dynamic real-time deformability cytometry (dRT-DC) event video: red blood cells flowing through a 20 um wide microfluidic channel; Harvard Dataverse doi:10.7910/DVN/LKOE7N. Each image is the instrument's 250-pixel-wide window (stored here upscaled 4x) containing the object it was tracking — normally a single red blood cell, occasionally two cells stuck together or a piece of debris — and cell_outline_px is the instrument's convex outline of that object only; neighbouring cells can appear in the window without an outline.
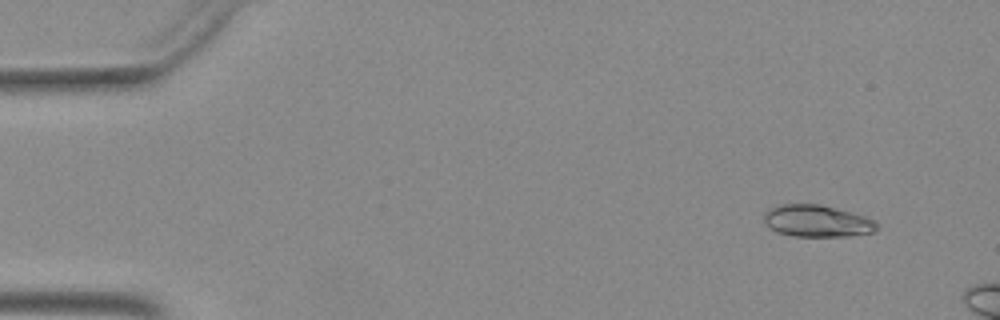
{"species": "Egyptian fruit bat (a non-hibernating species)", "species_latin": "Rousettus aegyptiacus", "temperature_condition": "warm", "stored_images_in_passage": 11, "camera_frame_rate_fps": 3000, "um_per_image_px": 0.085, "animal": {"sex": "female"}, "frame": {"image": 1, "passage_image": 5, "time_ms": 1.333, "image_size_px": [1000, 320], "cell_outline_px": [[876, 228], [872, 232], [848, 236], [792, 236], [776, 232], [764, 224], [764, 212], [780, 204], [820, 204], [864, 216], [872, 220], [876, 224]], "centroid_in_image_um": [69.37, 18.79], "position_along_channel_um": 15.6, "area_um2": 20.75}}